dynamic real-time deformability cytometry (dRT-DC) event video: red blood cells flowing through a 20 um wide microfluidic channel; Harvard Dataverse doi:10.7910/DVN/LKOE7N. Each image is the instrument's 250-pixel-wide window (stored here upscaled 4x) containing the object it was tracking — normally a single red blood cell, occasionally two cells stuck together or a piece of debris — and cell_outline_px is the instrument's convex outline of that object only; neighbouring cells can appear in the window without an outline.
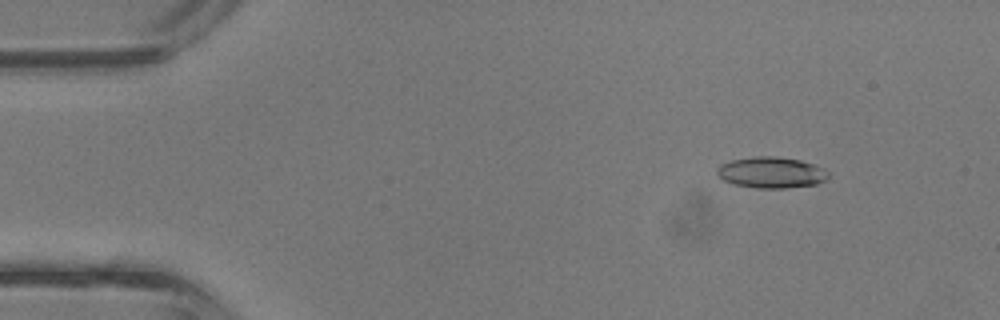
{"species": "common noctule bat (a hibernating species)", "species_latin": "Nyctalus noctula", "temperature_condition": "room temperature", "stored_images_in_passage": 42, "camera_frame_rate_fps": 3000, "um_per_image_px": 0.085, "animal": {"sex": "male", "body_mass_g": 13.3}, "frame": {"image": 1, "passage_image": 5, "time_ms": 1.333, "image_size_px": [1000, 320], "cell_outline_px": [[828, 176], [824, 180], [816, 184], [784, 188], [756, 188], [732, 184], [724, 180], [716, 172], [716, 168], [720, 164], [732, 160], [752, 156], [776, 156], [800, 160], [824, 168], [828, 172]], "centroid_in_image_um": [65.53, 14.65], "position_along_channel_um": 19.5, "area_um2": 20.17}}
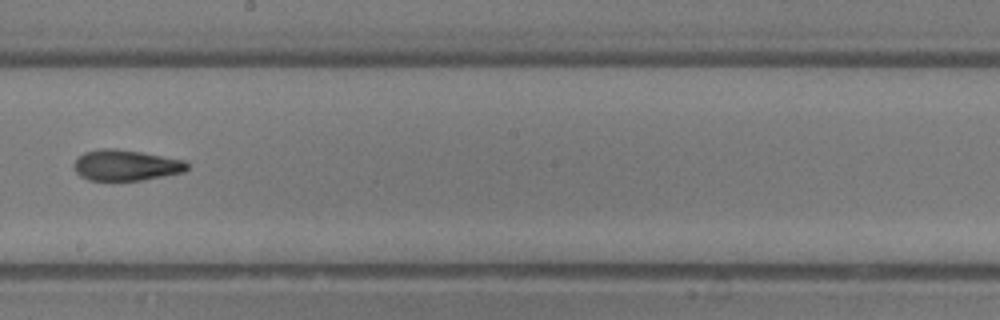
{"frame": {"image": 2, "passage_image": 24, "time_ms": 7.667, "image_size_px": [1000, 320], "cell_outline_px": [[188, 168], [184, 172], [140, 180], [88, 180], [80, 176], [76, 172], [72, 164], [84, 152], [100, 148], [116, 148], [140, 152], [184, 160], [188, 164]], "centroid_in_image_um": [10.67, 14.04], "position_along_channel_um": 237.5, "area_um2": 20.23}}
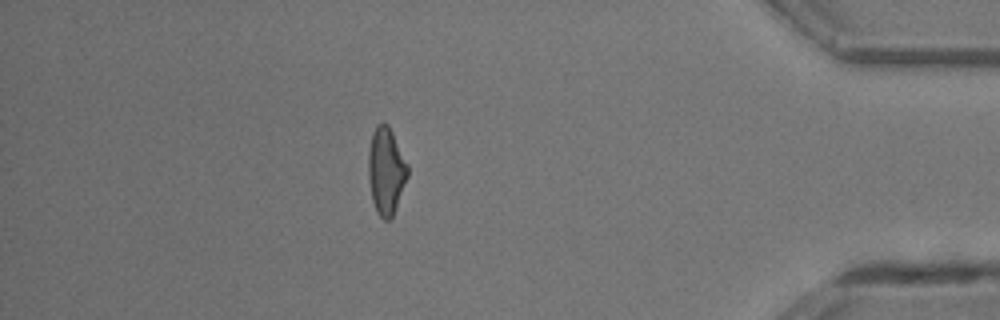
{"frame": {"image": 3, "passage_image": 37, "time_ms": 12.0, "image_size_px": [1000, 320], "cell_outline_px": [[408, 176], [392, 216], [388, 220], [384, 220], [376, 212], [372, 200], [368, 176], [368, 152], [372, 132], [376, 124], [388, 124], [408, 164]], "centroid_in_image_um": [32.8, 14.51], "position_along_channel_um": 402.4, "area_um2": 19.83}, "authors_computed_cell_mechanics": {"area_um2": 20.0277, "velocity_mm_per_s": 4.8581, "shape_relaxation_time_tau1_ms": 4.302, "shape_relaxation_time_tau2_ms": 2.0407, "deformation_change_tau1": 0.1937, "deformation_change_tau2": 0.1047}}